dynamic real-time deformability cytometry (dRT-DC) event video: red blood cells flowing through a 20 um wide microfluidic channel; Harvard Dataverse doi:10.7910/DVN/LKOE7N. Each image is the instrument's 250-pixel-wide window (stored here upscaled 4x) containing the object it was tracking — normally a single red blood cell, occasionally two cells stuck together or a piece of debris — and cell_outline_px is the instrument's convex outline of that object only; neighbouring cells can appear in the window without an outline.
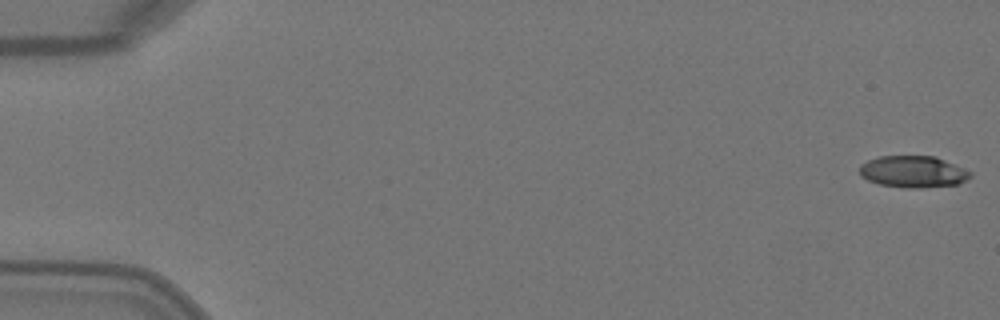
{"species": "Egyptian fruit bat (a non-hibernating species)", "species_latin": "Rousettus aegyptiacus", "temperature_condition": "warm", "stored_images_in_passage": 5, "camera_frame_rate_fps": 3000, "um_per_image_px": 0.085, "animal": {"sex": "female"}, "frame": {"image": 1, "passage_image": 1, "time_ms": 0.0, "image_size_px": [1000, 320], "cell_outline_px": [[972, 176], [968, 180], [956, 184], [924, 188], [904, 188], [880, 184], [868, 180], [860, 176], [860, 164], [868, 160], [880, 156], [936, 156], [964, 168], [972, 172]], "centroid_in_image_um": [77.63, 14.6], "position_along_channel_um": 7.4, "area_um2": 20.63}}
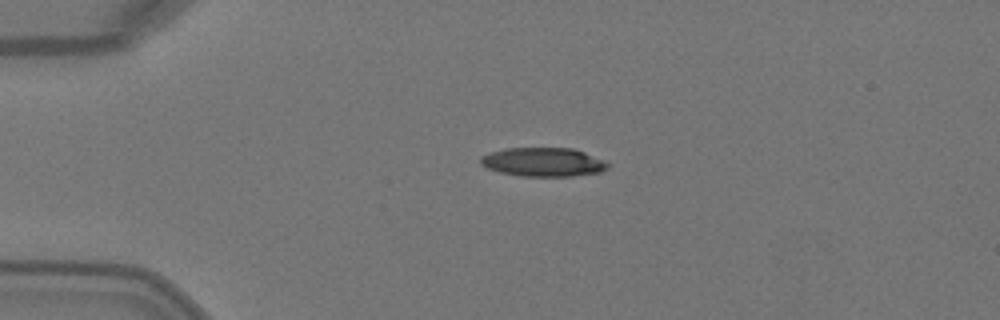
{"frame": {"image": 2, "passage_image": 4, "time_ms": 1.0, "image_size_px": [1000, 320], "cell_outline_px": [[608, 168], [600, 172], [572, 176], [520, 176], [500, 172], [488, 168], [480, 164], [480, 156], [504, 148], [572, 148], [584, 152], [604, 160], [608, 164]], "centroid_in_image_um": [46.16, 13.77], "position_along_channel_um": 38.8, "area_um2": 21.33}}